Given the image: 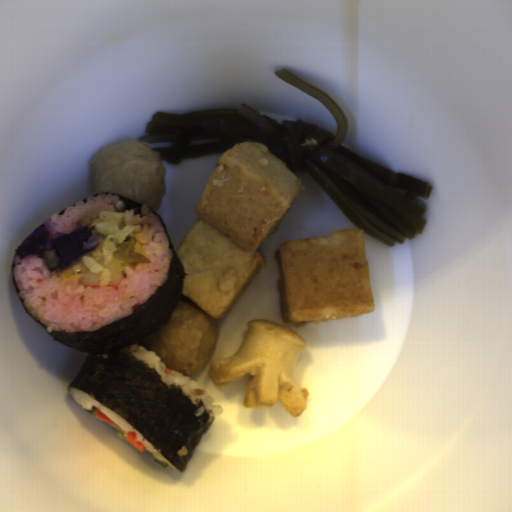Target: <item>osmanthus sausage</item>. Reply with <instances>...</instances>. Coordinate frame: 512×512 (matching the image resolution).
Returning <instances> with one entry per match:
<instances>
[{"mask_svg":"<svg viewBox=\"0 0 512 512\" xmlns=\"http://www.w3.org/2000/svg\"><path fill=\"white\" fill-rule=\"evenodd\" d=\"M304 337L285 325L264 319L251 320L237 351L214 359L207 370L217 387L246 380L242 405L267 408L281 403L291 416L308 407L306 388H299L295 373L307 347Z\"/></svg>","mask_w":512,"mask_h":512,"instance_id":"d35146e8","label":"osmanthus sausage"}]
</instances>
